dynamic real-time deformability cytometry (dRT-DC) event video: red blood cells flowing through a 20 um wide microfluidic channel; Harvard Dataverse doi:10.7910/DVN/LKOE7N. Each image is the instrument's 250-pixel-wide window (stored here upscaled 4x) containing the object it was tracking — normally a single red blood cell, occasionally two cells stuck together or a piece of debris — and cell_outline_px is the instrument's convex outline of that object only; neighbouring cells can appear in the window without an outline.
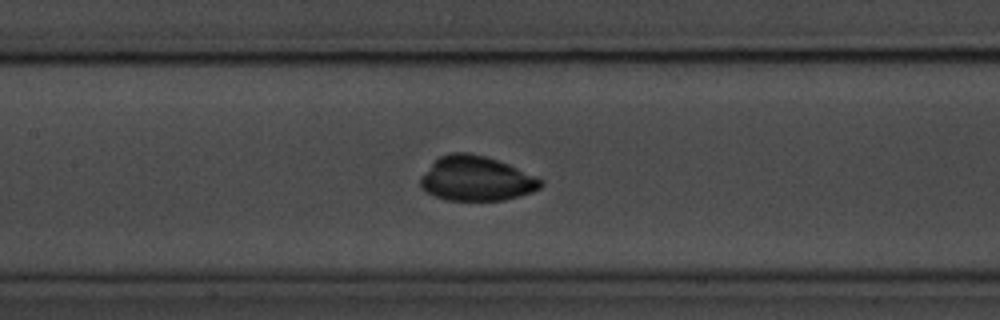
{"species": "common noctule bat (a hibernating species)", "species_latin": "Nyctalus noctula", "temperature_condition": "room temperature", "stored_images_in_passage": 49, "camera_frame_rate_fps": 3000, "um_per_image_px": 0.085, "animal": {"sex": "male", "body_mass_g": 20.1, "forearm_length_mm": 53.5}, "frame": {"image": 1, "passage_image": 24, "time_ms": 7.667, "image_size_px": [1000, 320], "cell_outline_px": [[544, 184], [540, 188], [532, 192], [520, 196], [504, 200], [448, 200], [436, 196], [420, 188], [420, 176], [440, 156], [448, 152], [468, 152], [484, 156], [508, 164], [536, 176], [544, 180]], "centroid_in_image_um": [40.5, 15.18], "position_along_channel_um": 166.9, "area_um2": 31.27}}